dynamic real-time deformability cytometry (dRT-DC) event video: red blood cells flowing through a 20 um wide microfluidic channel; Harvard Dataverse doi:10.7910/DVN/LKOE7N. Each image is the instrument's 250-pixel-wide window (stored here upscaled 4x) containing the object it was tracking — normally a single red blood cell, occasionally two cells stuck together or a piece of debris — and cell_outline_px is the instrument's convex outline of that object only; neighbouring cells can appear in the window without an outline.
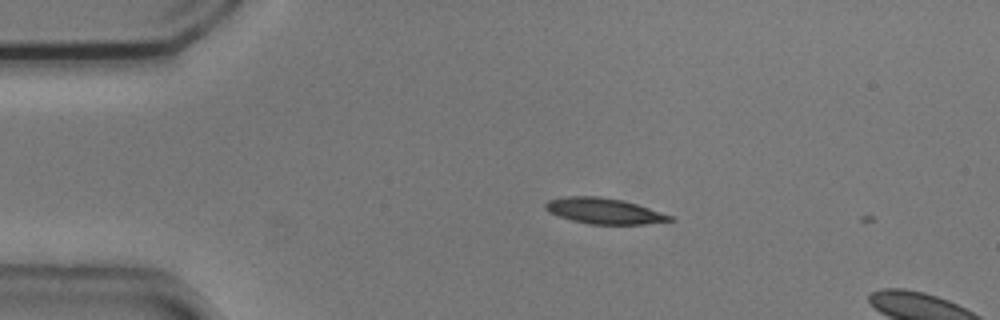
{"species": "common noctule bat (a hibernating species)", "species_latin": "Nyctalus noctula", "temperature_condition": "cold", "stored_images_in_passage": 2, "camera_frame_rate_fps": 3000, "um_per_image_px": 0.085, "animal": {"sex": "male", "body_mass_g": 20.5, "forearm_length_mm": 52.5}, "frame": {"image": 1, "passage_image": 1, "time_ms": 0.0, "image_size_px": [1000, 320], "cell_outline_px": [[676, 220], [644, 224], [588, 224], [572, 220], [548, 212], [544, 208], [544, 204], [548, 200], [568, 196], [600, 196], [620, 200], [636, 204], [672, 216]], "centroid_in_image_um": [51.31, 17.93], "position_along_channel_um": 33.7, "area_um2": 18.5}}